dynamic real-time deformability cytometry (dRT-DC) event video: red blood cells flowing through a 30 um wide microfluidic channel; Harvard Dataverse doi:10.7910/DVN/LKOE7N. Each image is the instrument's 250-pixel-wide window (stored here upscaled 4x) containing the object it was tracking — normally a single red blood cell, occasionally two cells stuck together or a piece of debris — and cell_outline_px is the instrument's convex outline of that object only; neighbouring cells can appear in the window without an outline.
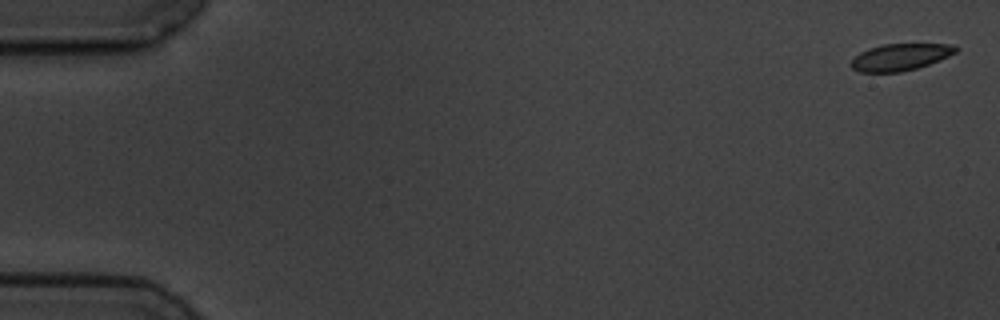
{"species": "common noctule bat (a hibernating species)", "species_latin": "Nyctalus noctula", "temperature_condition": "cold", "stored_images_in_passage": 7, "camera_frame_rate_fps": 3000, "um_per_image_px": 0.085, "animal": {"sex": "male", "body_mass_g": 19.5, "forearm_length_mm": 54.6}, "frame": {"image": 1, "passage_image": 1, "time_ms": 0.0, "image_size_px": [1000, 320], "cell_outline_px": [[956, 52], [948, 56], [928, 64], [916, 68], [900, 72], [860, 72], [852, 68], [852, 60], [860, 52], [868, 48], [884, 44], [956, 44]], "centroid_in_image_um": [76.51, 4.84], "position_along_channel_um": 8.5, "area_um2": 16.13}}
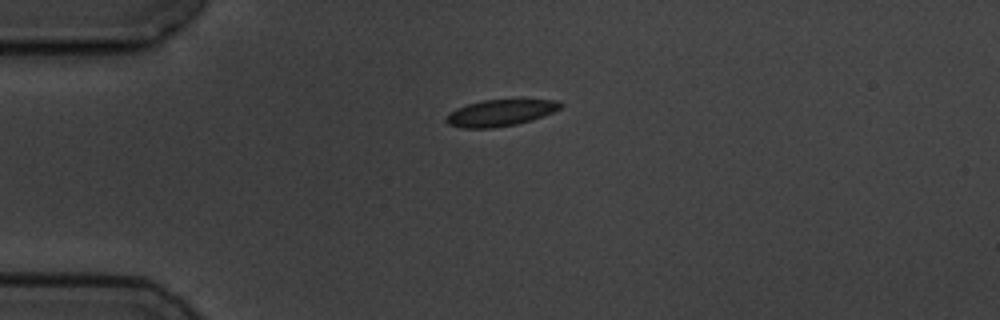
{"frame": {"image": 2, "passage_image": 5, "time_ms": 4.333, "image_size_px": [1000, 320], "cell_outline_px": [[564, 104], [560, 108], [552, 112], [516, 124], [492, 128], [464, 128], [448, 124], [444, 120], [444, 116], [456, 108], [468, 104], [484, 100], [560, 100]], "centroid_in_image_um": [42.47, 9.59], "position_along_channel_um": 42.5, "area_um2": 17.4}}
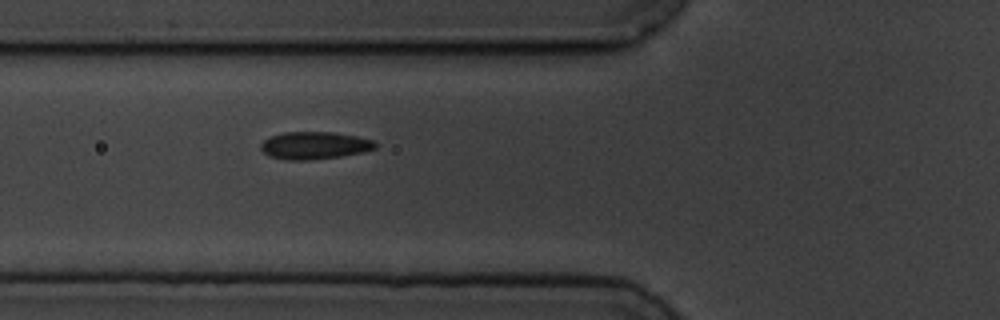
{"frame": {"image": 3, "passage_image": 7, "time_ms": 6.667, "image_size_px": [1000, 320], "cell_outline_px": [[376, 148], [364, 152], [340, 156], [312, 160], [288, 160], [268, 156], [260, 148], [260, 144], [264, 140], [272, 136], [284, 132], [336, 132], [356, 136], [372, 140], [376, 144]], "centroid_in_image_um": [26.72, 12.36], "position_along_channel_um": 99.1, "area_um2": 18.32}}